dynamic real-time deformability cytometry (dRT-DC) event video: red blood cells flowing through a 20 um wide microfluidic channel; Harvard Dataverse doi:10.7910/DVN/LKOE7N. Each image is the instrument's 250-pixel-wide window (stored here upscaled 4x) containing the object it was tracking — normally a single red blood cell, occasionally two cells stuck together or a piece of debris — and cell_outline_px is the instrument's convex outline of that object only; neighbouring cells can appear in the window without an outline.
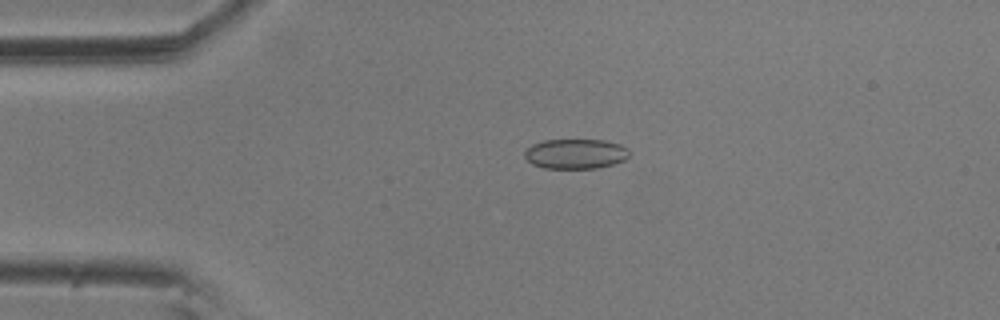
{"species": "common noctule bat (a hibernating species)", "species_latin": "Nyctalus noctula", "temperature_condition": "room temperature", "stored_images_in_passage": 3, "camera_frame_rate_fps": 3000, "um_per_image_px": 0.085, "animal": {"sex": "male", "body_mass_g": 20.5, "forearm_length_mm": 52.5}, "frame": {"image": 1, "passage_image": 2, "time_ms": 0.333, "image_size_px": [1000, 320], "cell_outline_px": [[628, 156], [624, 160], [612, 164], [596, 168], [544, 168], [532, 164], [524, 156], [524, 152], [532, 144], [544, 140], [604, 140], [620, 144], [628, 148]], "centroid_in_image_um": [48.91, 13.07], "position_along_channel_um": 36.1, "area_um2": 18.15}}